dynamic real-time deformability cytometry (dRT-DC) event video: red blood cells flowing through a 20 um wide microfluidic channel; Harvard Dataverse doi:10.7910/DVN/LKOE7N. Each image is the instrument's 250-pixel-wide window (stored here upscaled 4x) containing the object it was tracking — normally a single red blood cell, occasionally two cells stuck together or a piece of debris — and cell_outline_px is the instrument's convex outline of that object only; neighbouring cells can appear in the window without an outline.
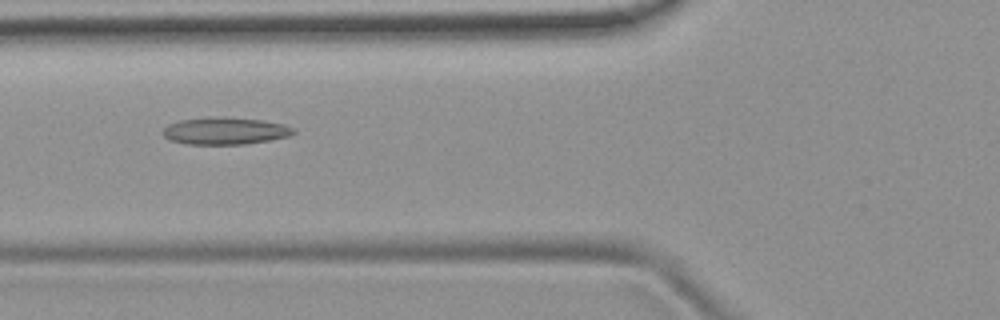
{"species": "common noctule bat (a hibernating species)", "species_latin": "Nyctalus noctula", "temperature_condition": "room temperature", "stored_images_in_passage": 8, "camera_frame_rate_fps": 3000, "um_per_image_px": 0.085, "animal": {"sex": "female", "body_mass_g": 19.9}, "frame": {"image": 1, "passage_image": 6, "time_ms": 6.333, "image_size_px": [1000, 320], "cell_outline_px": [[296, 132], [288, 136], [272, 140], [244, 144], [184, 144], [168, 140], [160, 132], [168, 124], [180, 120], [260, 120], [284, 124], [296, 128]], "centroid_in_image_um": [19.14, 11.19], "position_along_channel_um": 106.7, "area_um2": 19.71}}
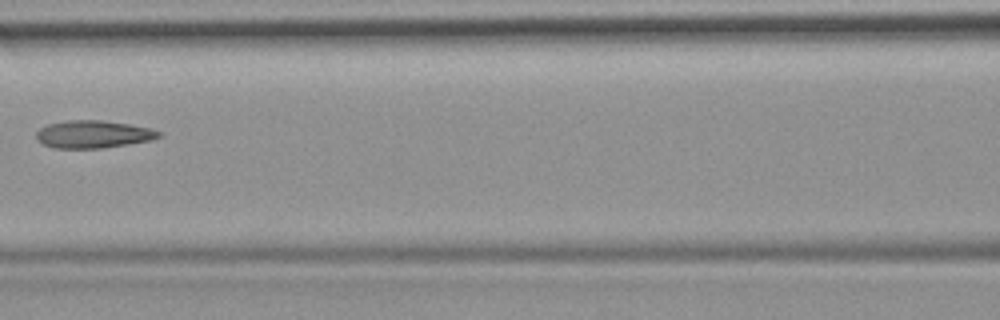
{"frame": {"image": 2, "passage_image": 7, "time_ms": 7.667, "image_size_px": [1000, 320], "cell_outline_px": [[160, 136], [148, 140], [128, 144], [100, 148], [52, 148], [36, 140], [36, 132], [40, 128], [48, 124], [68, 120], [104, 120], [152, 128], [160, 132]], "centroid_in_image_um": [7.88, 11.4], "position_along_channel_um": 158.7, "area_um2": 19.59}}
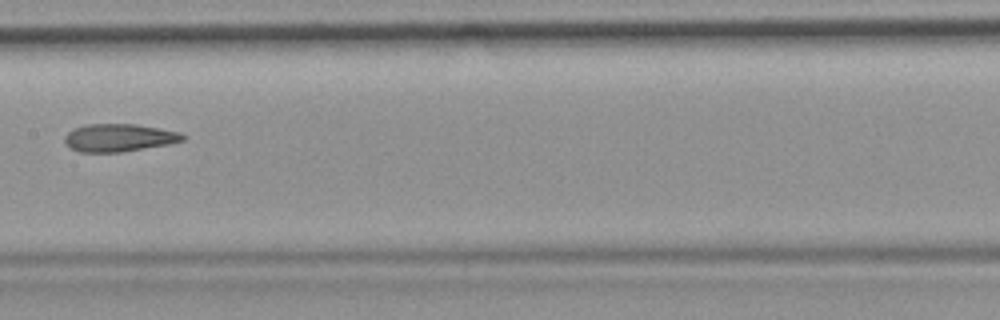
{"frame": {"image": 3, "passage_image": 8, "time_ms": 8.667, "image_size_px": [1000, 320], "cell_outline_px": [[184, 140], [168, 144], [120, 152], [80, 152], [64, 144], [64, 136], [72, 128], [88, 124], [136, 124], [180, 132], [184, 136]], "centroid_in_image_um": [10.06, 11.7], "position_along_channel_um": 197.3, "area_um2": 19.02}}